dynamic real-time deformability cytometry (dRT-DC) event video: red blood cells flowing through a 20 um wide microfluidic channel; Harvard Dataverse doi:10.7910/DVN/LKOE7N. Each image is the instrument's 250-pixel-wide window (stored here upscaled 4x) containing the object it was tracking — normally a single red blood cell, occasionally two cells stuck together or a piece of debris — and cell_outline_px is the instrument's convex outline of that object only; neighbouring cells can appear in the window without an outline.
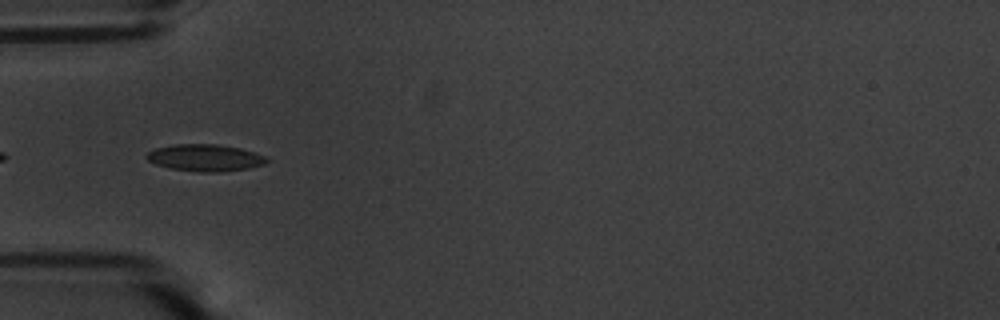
{"species": "common noctule bat (a hibernating species)", "species_latin": "Nyctalus noctula", "temperature_condition": "warm", "stored_images_in_passage": 9, "camera_frame_rate_fps": 3000, "um_per_image_px": 0.085, "animal": {"sex": "male", "body_mass_g": 20.1, "forearm_length_mm": 53.5}, "frame": {"image": 1, "passage_image": 2, "time_ms": 0.333, "image_size_px": [1000, 320], "cell_outline_px": [[268, 160], [264, 164], [248, 168], [216, 172], [200, 172], [172, 168], [156, 164], [148, 160], [144, 156], [148, 152], [156, 148], [176, 144], [216, 144], [240, 148], [264, 156]], "centroid_in_image_um": [17.4, 13.4], "position_along_channel_um": 67.6, "area_um2": 18.5}}